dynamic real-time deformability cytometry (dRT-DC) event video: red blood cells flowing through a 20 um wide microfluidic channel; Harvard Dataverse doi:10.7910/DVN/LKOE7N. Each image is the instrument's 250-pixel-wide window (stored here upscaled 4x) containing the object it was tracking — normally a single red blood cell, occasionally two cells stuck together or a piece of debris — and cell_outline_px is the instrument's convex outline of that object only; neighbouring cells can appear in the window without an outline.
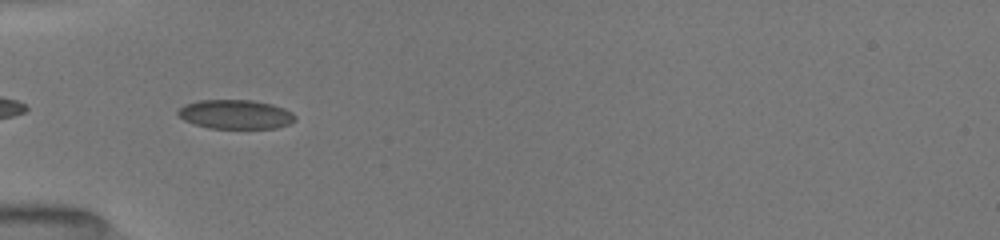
{"species": "common noctule bat (a hibernating species)", "species_latin": "Nyctalus noctula", "temperature_condition": "room temperature", "stored_images_in_passage": 36, "camera_frame_rate_fps": 3000, "um_per_image_px": 0.085, "animal": {"sex": "female", "body_mass_g": 19.5, "forearm_length_mm": 54.1}, "frame": {"image": 1, "passage_image": 2, "time_ms": 0.333, "image_size_px": [1000, 240], "cell_outline_px": [[296, 120], [288, 124], [276, 128], [208, 128], [184, 120], [176, 112], [184, 104], [200, 100], [252, 100], [272, 104], [284, 108], [292, 112], [296, 116]], "centroid_in_image_um": [20.04, 9.71], "position_along_channel_um": 65.0, "area_um2": 19.88}}
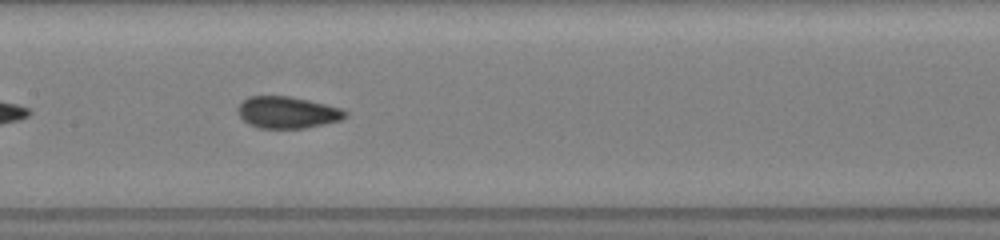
{"frame": {"image": 2, "passage_image": 11, "time_ms": 3.333, "image_size_px": [1000, 240], "cell_outline_px": [[348, 116], [340, 120], [324, 124], [304, 128], [260, 128], [248, 124], [236, 112], [236, 108], [248, 96], [288, 96], [308, 100], [340, 108], [348, 112]], "centroid_in_image_um": [24.41, 9.56], "position_along_channel_um": 183.0, "area_um2": 19.83}}
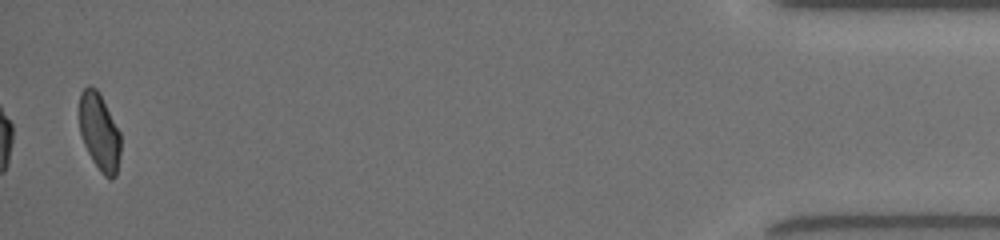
{"frame": {"image": 3, "passage_image": 35, "time_ms": 11.333, "image_size_px": [1000, 240], "cell_outline_px": [[120, 156], [116, 176], [112, 180], [108, 180], [100, 172], [92, 160], [84, 144], [80, 132], [80, 92], [88, 84], [96, 88], [120, 132]], "centroid_in_image_um": [8.46, 11.27], "position_along_channel_um": 426.7, "area_um2": 18.55}, "authors_computed_cell_mechanics": {"area_um2": 19.6809, "velocity_mm_per_s": 4.0336, "shape_relaxation_time_tau1_ms": 9.0502, "shape_relaxation_time_tau2_ms": 1.1339, "deformation_change_tau1": 0.2008, "deformation_change_tau2": 0.0443}}